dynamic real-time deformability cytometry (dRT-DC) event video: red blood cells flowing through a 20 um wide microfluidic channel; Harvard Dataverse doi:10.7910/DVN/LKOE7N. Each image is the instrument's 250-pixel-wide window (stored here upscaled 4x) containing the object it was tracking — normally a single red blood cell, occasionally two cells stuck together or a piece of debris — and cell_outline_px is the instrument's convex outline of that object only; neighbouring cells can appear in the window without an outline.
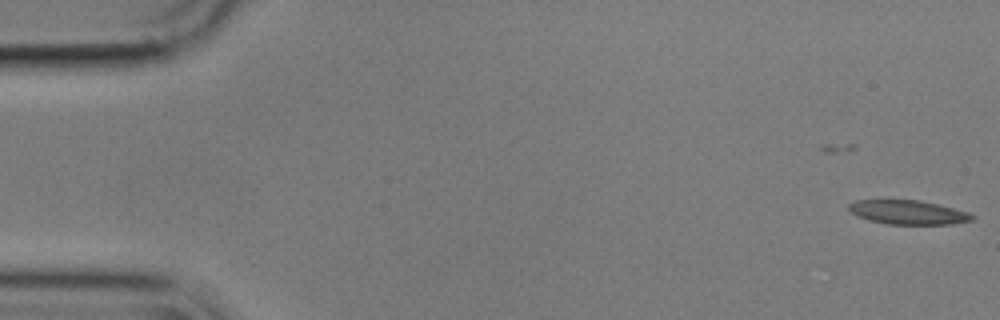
{"species": "common noctule bat (a hibernating species)", "species_latin": "Nyctalus noctula", "temperature_condition": "cold", "stored_images_in_passage": 3, "camera_frame_rate_fps": 3000, "um_per_image_px": 0.085, "animal": {"sex": "male", "body_mass_g": 17.9}, "frame": {"image": 1, "passage_image": 3, "time_ms": 0.667, "image_size_px": [1000, 320], "cell_outline_px": [[976, 216], [972, 220], [952, 224], [888, 224], [856, 216], [848, 208], [848, 204], [856, 200], [920, 200], [968, 212]], "centroid_in_image_um": [77.19, 18.04], "position_along_channel_um": 7.8, "area_um2": 17.11}}